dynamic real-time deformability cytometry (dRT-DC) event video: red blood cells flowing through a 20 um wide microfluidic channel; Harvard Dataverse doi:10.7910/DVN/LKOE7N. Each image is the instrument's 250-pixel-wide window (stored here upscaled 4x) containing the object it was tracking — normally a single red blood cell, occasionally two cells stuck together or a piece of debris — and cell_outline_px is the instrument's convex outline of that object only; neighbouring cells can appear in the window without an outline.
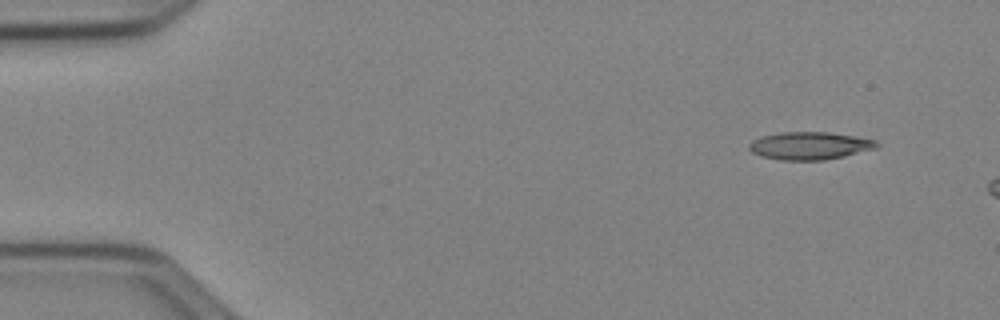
{"species": "Egyptian fruit bat (a non-hibernating species)", "species_latin": "Rousettus aegyptiacus", "temperature_condition": "cold", "stored_images_in_passage": 7, "camera_frame_rate_fps": 3000, "um_per_image_px": 0.085, "animal": {"sex": "female"}, "frame": {"image": 1, "passage_image": 1, "time_ms": 0.0, "image_size_px": [1000, 320], "cell_outline_px": [[880, 144], [876, 148], [844, 156], [824, 160], [780, 160], [760, 156], [752, 152], [748, 148], [748, 144], [752, 140], [760, 136], [780, 132], [828, 132], [876, 140]], "centroid_in_image_um": [68.78, 12.39], "position_along_channel_um": 16.2, "area_um2": 20.63}}